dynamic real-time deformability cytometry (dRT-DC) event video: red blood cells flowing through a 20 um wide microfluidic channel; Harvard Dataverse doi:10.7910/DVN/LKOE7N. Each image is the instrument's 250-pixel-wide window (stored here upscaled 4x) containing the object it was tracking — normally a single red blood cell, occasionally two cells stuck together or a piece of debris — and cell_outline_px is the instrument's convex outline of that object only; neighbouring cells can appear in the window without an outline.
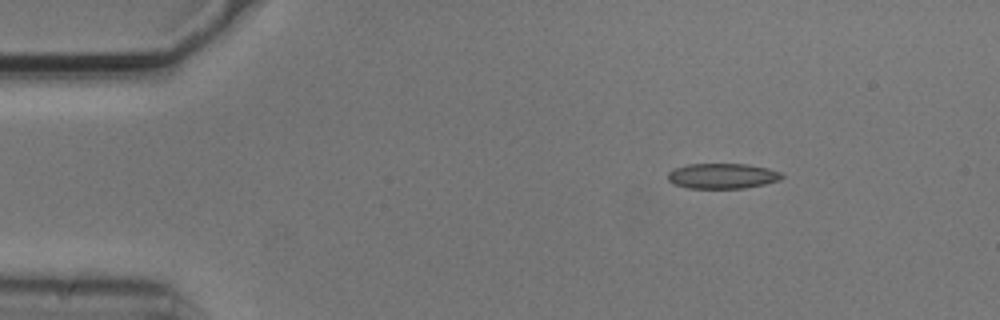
{"species": "common noctule bat (a hibernating species)", "species_latin": "Nyctalus noctula", "temperature_condition": "cold", "stored_images_in_passage": 4, "camera_frame_rate_fps": 3000, "um_per_image_px": 0.085, "animal": {"sex": "male", "body_mass_g": 20.5, "forearm_length_mm": 52.5}, "frame": {"image": 1, "passage_image": 1, "time_ms": 0.0, "image_size_px": [1000, 320], "cell_outline_px": [[784, 176], [780, 180], [764, 184], [744, 188], [688, 188], [676, 184], [668, 180], [668, 172], [676, 168], [688, 164], [748, 164], [768, 168], [780, 172]], "centroid_in_image_um": [61.43, 14.95], "position_along_channel_um": 23.6, "area_um2": 16.7}}
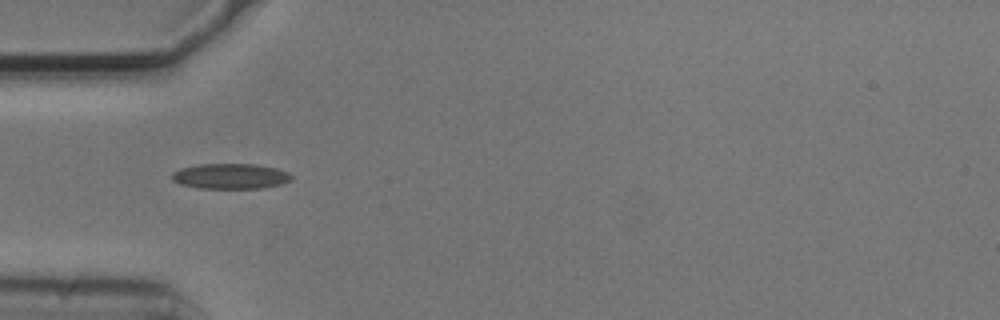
{"frame": {"image": 2, "passage_image": 3, "time_ms": 0.667, "image_size_px": [1000, 320], "cell_outline_px": [[292, 180], [280, 184], [264, 188], [200, 188], [180, 184], [172, 180], [172, 172], [180, 168], [200, 164], [256, 164], [276, 168], [288, 172], [292, 176]], "centroid_in_image_um": [19.59, 14.97], "position_along_channel_um": 65.4, "area_um2": 17.69}}
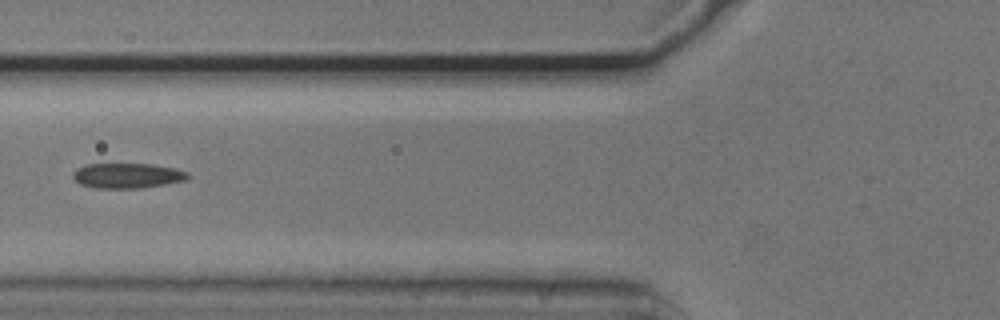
{"frame": {"image": 3, "passage_image": 4, "time_ms": 1.0, "image_size_px": [1000, 320], "cell_outline_px": [[188, 180], [140, 188], [96, 188], [80, 184], [72, 176], [72, 172], [76, 168], [84, 164], [152, 164], [176, 168], [188, 172]], "centroid_in_image_um": [10.81, 14.92], "position_along_channel_um": 115.0, "area_um2": 16.88}}